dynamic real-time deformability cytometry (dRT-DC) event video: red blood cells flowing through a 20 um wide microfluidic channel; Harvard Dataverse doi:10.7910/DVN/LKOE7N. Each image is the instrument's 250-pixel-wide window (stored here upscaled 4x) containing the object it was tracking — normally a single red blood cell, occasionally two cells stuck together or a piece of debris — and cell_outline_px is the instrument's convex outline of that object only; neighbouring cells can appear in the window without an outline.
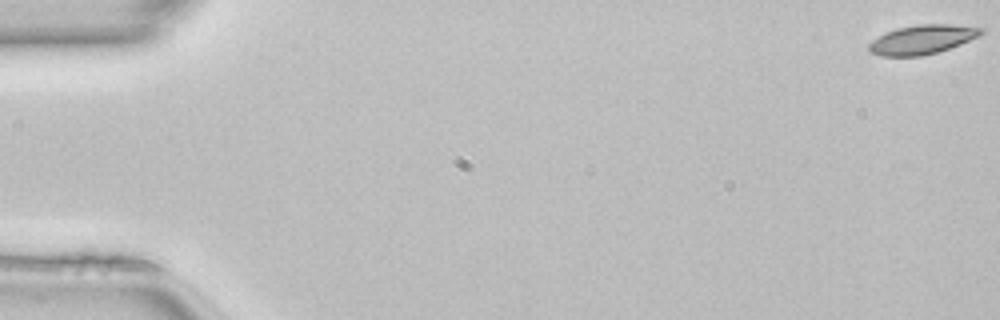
{"species": "common noctule bat (a hibernating species)", "species_latin": "Nyctalus noctula", "temperature_condition": "room temperature", "stored_images_in_passage": 23, "camera_frame_rate_fps": 3000, "um_per_image_px": 0.085, "animal": {"sex": "female", "body_mass_g": 22.7, "forearm_length_mm": 54.2}, "frame": {"image": 1, "passage_image": 1, "time_ms": 0.0, "image_size_px": [1000, 320], "cell_outline_px": [[984, 32], [980, 36], [960, 44], [936, 52], [920, 56], [880, 56], [868, 52], [868, 44], [872, 40], [888, 32], [900, 28], [916, 24], [948, 24], [984, 28]], "centroid_in_image_um": [78.39, 3.36], "position_along_channel_um": 6.6, "area_um2": 18.9}}
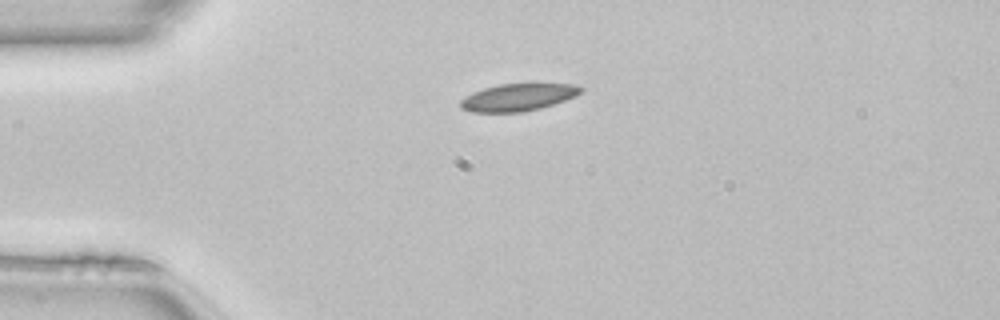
{"frame": {"image": 2, "passage_image": 13, "time_ms": 4.0, "image_size_px": [1000, 320], "cell_outline_px": [[584, 88], [576, 96], [540, 108], [524, 112], [472, 112], [460, 108], [460, 100], [464, 96], [472, 92], [484, 88], [500, 84], [528, 80], [536, 80], [572, 84]], "centroid_in_image_um": [44.07, 8.2], "position_along_channel_um": 40.9, "area_um2": 20.17}}
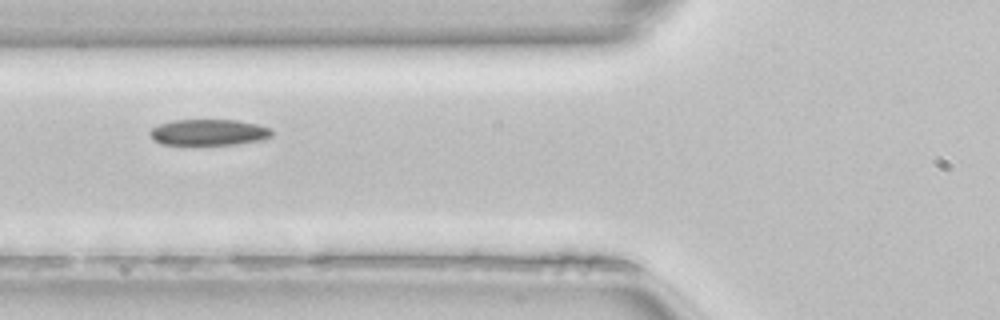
{"frame": {"image": 3, "passage_image": 20, "time_ms": 6.333, "image_size_px": [1000, 320], "cell_outline_px": [[272, 136], [264, 140], [236, 144], [160, 144], [152, 140], [148, 132], [152, 128], [160, 124], [172, 120], [236, 120], [256, 124], [272, 128]], "centroid_in_image_um": [17.74, 11.25], "position_along_channel_um": 108.1, "area_um2": 18.61}}